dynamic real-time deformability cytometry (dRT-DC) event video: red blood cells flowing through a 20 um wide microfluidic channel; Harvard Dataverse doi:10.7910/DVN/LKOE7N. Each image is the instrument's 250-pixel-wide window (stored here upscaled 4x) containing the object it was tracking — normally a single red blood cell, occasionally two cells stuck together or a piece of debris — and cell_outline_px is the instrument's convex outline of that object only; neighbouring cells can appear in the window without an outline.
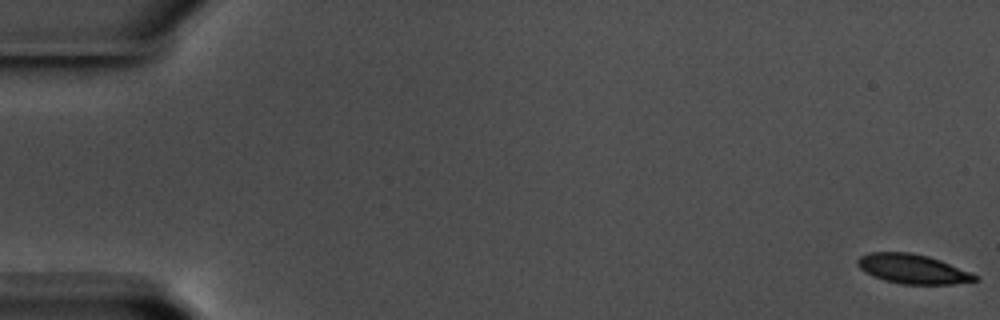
{"species": "common noctule bat (a hibernating species)", "species_latin": "Nyctalus noctula", "temperature_condition": "warm", "stored_images_in_passage": 59, "camera_frame_rate_fps": 3000, "um_per_image_px": 0.085, "animal": {"sex": "male", "body_mass_g": 17.5, "forearm_length_mm": 52.3}, "frame": {"image": 1, "passage_image": 1, "time_ms": 0.0, "image_size_px": [1000, 320], "cell_outline_px": [[980, 280], [952, 284], [900, 284], [884, 280], [860, 268], [856, 264], [856, 260], [860, 256], [868, 252], [908, 252], [928, 256], [940, 260], [968, 272], [976, 276]], "centroid_in_image_um": [77.54, 22.85], "position_along_channel_um": 7.5, "area_um2": 19.83}}
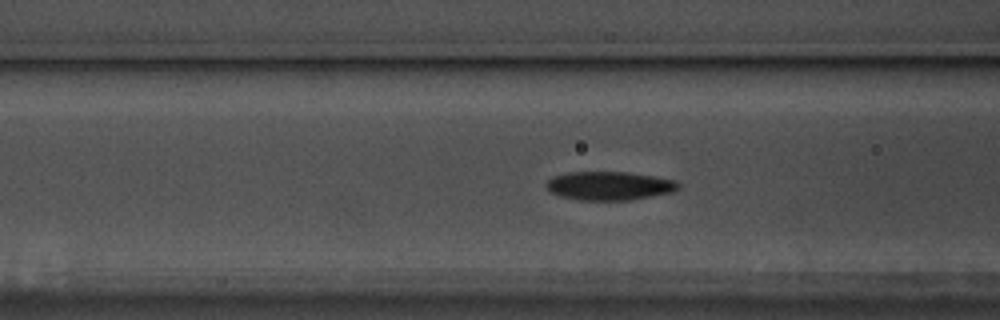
{"frame": {"image": 2, "passage_image": 24, "time_ms": 7.667, "image_size_px": [1000, 320], "cell_outline_px": [[680, 188], [672, 192], [652, 196], [628, 200], [576, 200], [560, 196], [552, 192], [548, 188], [548, 180], [552, 176], [568, 172], [628, 172], [676, 180], [680, 184]], "centroid_in_image_um": [51.81, 15.79], "position_along_channel_um": 114.8, "area_um2": 21.96}}
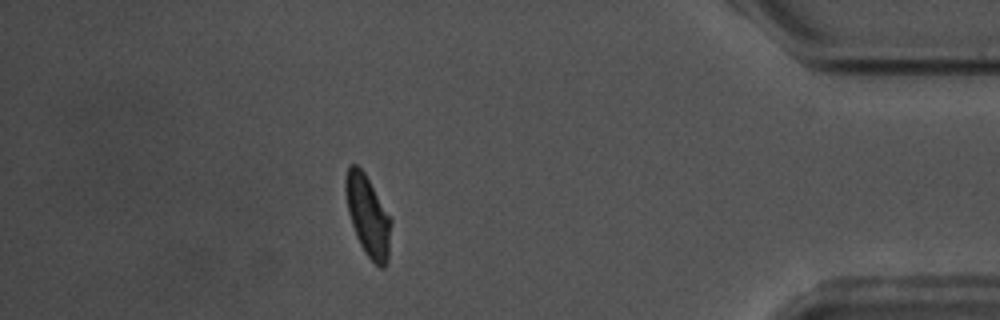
{"frame": {"image": 3, "passage_image": 52, "time_ms": 17.0, "image_size_px": [1000, 320], "cell_outline_px": [[392, 220], [388, 260], [384, 268], [380, 268], [364, 252], [356, 236], [348, 212], [344, 192], [344, 180], [348, 168], [352, 164], [356, 164], [364, 172]], "centroid_in_image_um": [31.26, 18.35], "position_along_channel_um": 403.9, "area_um2": 21.33}, "authors_computed_cell_mechanics": {"area_um2": 21.5594, "velocity_mm_per_s": 3.5471, "shape_relaxation_time_tau1_ms": 3.5174, "shape_relaxation_time_tau2_ms": 6.3178, "deformation_change_tau1": 0.1155, "deformation_change_tau2": 0.1245}}